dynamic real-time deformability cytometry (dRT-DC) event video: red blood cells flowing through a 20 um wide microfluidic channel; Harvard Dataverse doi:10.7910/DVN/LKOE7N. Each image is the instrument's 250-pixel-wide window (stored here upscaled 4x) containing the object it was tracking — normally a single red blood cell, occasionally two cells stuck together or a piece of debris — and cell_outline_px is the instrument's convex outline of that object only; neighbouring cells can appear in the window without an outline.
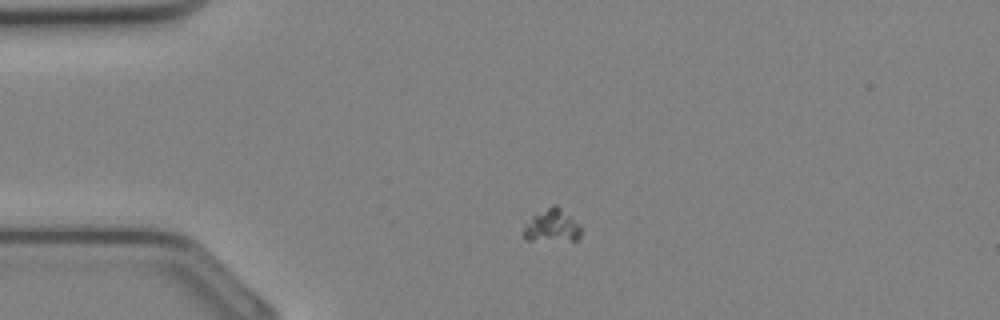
{"species": "Egyptian fruit bat (a non-hibernating species)", "species_latin": "Rousettus aegyptiacus", "temperature_condition": "cold", "stored_images_in_passage": 31, "camera_frame_rate_fps": 3000, "um_per_image_px": 0.085, "animal": {"sex": "female"}, "frame": {"image": 1, "passage_image": 4, "time_ms": 1.0, "image_size_px": [1000, 320], "cell_outline_px": [[580, 236], [576, 240], [524, 240], [524, 228], [532, 216], [536, 212], [552, 204], [556, 204], [580, 224]], "centroid_in_image_um": [46.92, 19.17], "position_along_channel_um": 38.1, "area_um2": 10.98}}
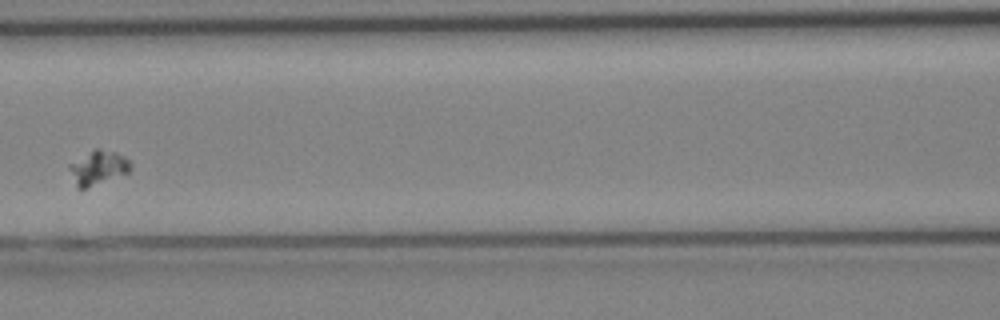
{"frame": {"image": 2, "passage_image": 12, "time_ms": 3.667, "image_size_px": [1000, 320], "cell_outline_px": [[132, 168], [128, 172], [84, 188], [76, 188], [68, 168], [68, 164], [96, 148], [100, 148], [116, 152], [124, 156], [132, 164]], "centroid_in_image_um": [8.32, 14.23], "position_along_channel_um": 158.3, "area_um2": 11.96}}
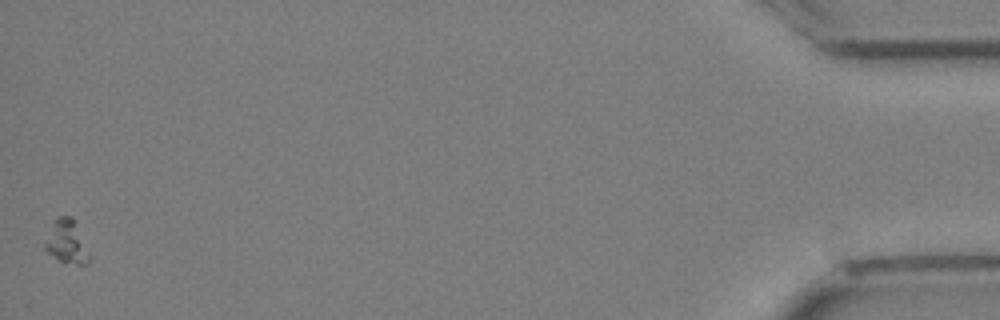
{"frame": {"image": 3, "passage_image": 31, "time_ms": 10.0, "image_size_px": [1000, 320], "cell_outline_px": [[92, 260], [88, 264], [64, 264], [48, 252], [44, 248], [44, 244], [56, 220], [60, 216], [72, 216]], "centroid_in_image_um": [5.7, 20.63], "position_along_channel_um": 429.5, "area_um2": 10.87}}